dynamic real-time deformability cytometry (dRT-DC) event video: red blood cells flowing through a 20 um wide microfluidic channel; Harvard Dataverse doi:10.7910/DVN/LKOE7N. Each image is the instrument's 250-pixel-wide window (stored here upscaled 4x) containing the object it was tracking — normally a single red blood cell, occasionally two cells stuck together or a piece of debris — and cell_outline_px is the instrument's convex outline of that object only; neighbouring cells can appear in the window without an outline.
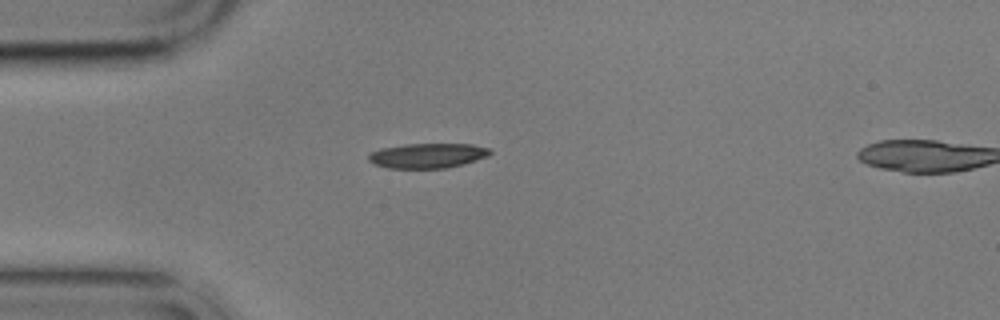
{"species": "common noctule bat (a hibernating species)", "species_latin": "Nyctalus noctula", "temperature_condition": "cold", "stored_images_in_passage": 2, "segment_of_instrument_passage": [1, 2], "camera_frame_rate_fps": 3000, "um_per_image_px": 0.085, "animal": {"sex": "male", "body_mass_g": 17.9}, "frame": {"image": 1, "passage_image": 1, "time_ms": 0.0, "image_size_px": [1000, 320], "cell_outline_px": [[492, 152], [488, 156], [464, 164], [448, 168], [388, 168], [372, 164], [368, 160], [368, 152], [380, 148], [404, 144], [472, 144], [488, 148]], "centroid_in_image_um": [36.29, 13.23], "position_along_channel_um": 48.7, "area_um2": 17.8}}